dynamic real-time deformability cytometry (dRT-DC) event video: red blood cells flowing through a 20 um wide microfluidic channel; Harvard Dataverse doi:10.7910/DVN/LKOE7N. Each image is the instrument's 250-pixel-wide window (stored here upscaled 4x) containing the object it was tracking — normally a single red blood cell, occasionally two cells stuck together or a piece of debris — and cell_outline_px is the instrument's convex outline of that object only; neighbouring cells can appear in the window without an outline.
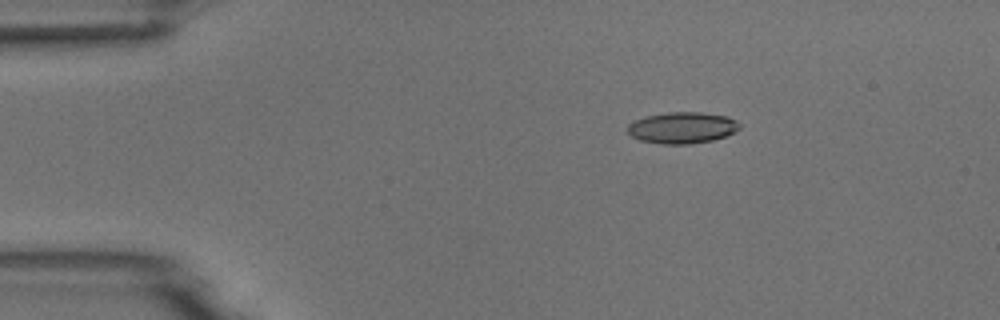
{"species": "common noctule bat (a hibernating species)", "species_latin": "Nyctalus noctula", "temperature_condition": "room temperature", "stored_images_in_passage": 4, "camera_frame_rate_fps": 3000, "um_per_image_px": 0.085, "animal": {"sex": "male", "body_mass_g": 18.8}, "frame": {"image": 1, "passage_image": 2, "time_ms": 1.0, "image_size_px": [1000, 320], "cell_outline_px": [[740, 128], [736, 132], [712, 140], [692, 144], [660, 144], [640, 140], [632, 136], [628, 132], [628, 124], [644, 116], [668, 112], [700, 112], [728, 116], [736, 120], [740, 124]], "centroid_in_image_um": [58.0, 10.85], "position_along_channel_um": 27.0, "area_um2": 20.58}}
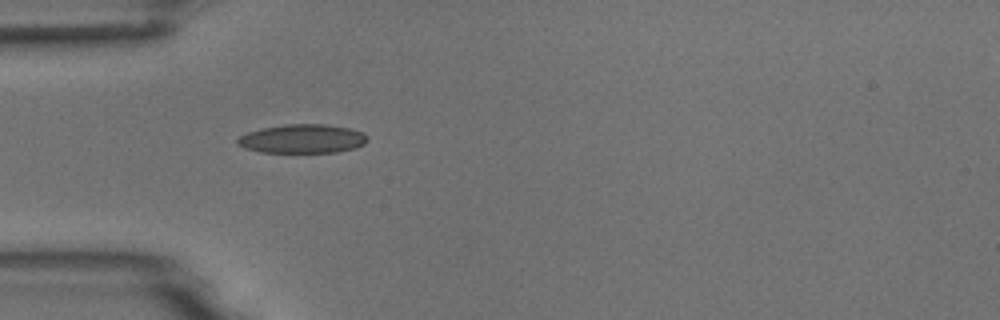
{"frame": {"image": 2, "passage_image": 4, "time_ms": 3.333, "image_size_px": [1000, 320], "cell_outline_px": [[368, 140], [364, 144], [356, 148], [336, 152], [260, 152], [244, 148], [236, 144], [236, 140], [240, 136], [248, 132], [260, 128], [284, 124], [324, 124], [348, 128], [364, 132], [368, 136]], "centroid_in_image_um": [25.7, 11.79], "position_along_channel_um": 59.3, "area_um2": 22.02}}